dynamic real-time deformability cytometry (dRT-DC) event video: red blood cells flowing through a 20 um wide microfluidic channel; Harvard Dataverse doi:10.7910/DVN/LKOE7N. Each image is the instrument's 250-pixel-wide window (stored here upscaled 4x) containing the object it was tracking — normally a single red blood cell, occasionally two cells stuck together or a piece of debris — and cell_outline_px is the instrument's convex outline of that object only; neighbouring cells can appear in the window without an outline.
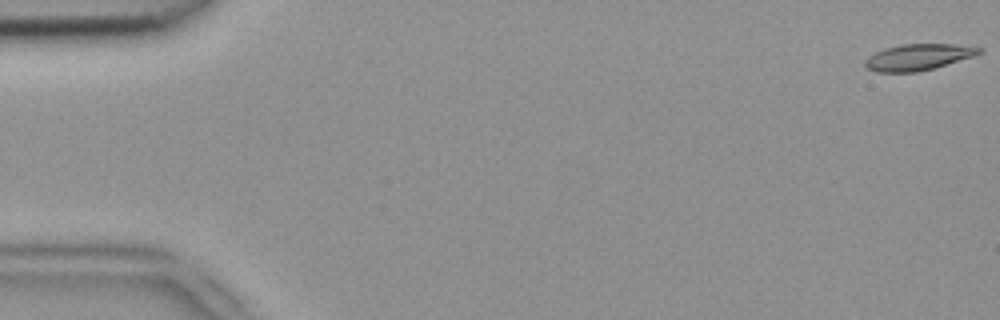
{"species": "common noctule bat (a hibernating species)", "species_latin": "Nyctalus noctula", "temperature_condition": "room temperature", "stored_images_in_passage": 52, "camera_frame_rate_fps": 3000, "um_per_image_px": 0.085, "animal": {"sex": "female", "body_mass_g": 18.4}, "frame": {"image": 1, "passage_image": 1, "time_ms": 0.0, "image_size_px": [1000, 320], "cell_outline_px": [[984, 48], [980, 52], [972, 56], [932, 68], [916, 72], [876, 72], [868, 68], [864, 64], [864, 60], [868, 56], [884, 48], [900, 44], [956, 44]], "centroid_in_image_um": [77.99, 4.84], "position_along_channel_um": 7.0, "area_um2": 17.22}}
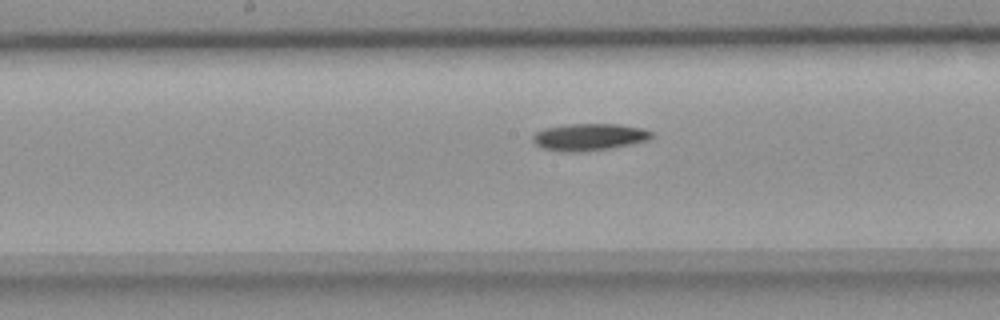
{"frame": {"image": 2, "passage_image": 27, "time_ms": 8.667, "image_size_px": [1000, 320], "cell_outline_px": [[656, 136], [648, 140], [612, 148], [584, 152], [560, 152], [544, 148], [536, 144], [532, 140], [532, 136], [536, 132], [544, 128], [568, 124], [616, 124], [644, 128], [656, 132]], "centroid_in_image_um": [50.13, 11.65], "position_along_channel_um": 198.1, "area_um2": 19.02}}
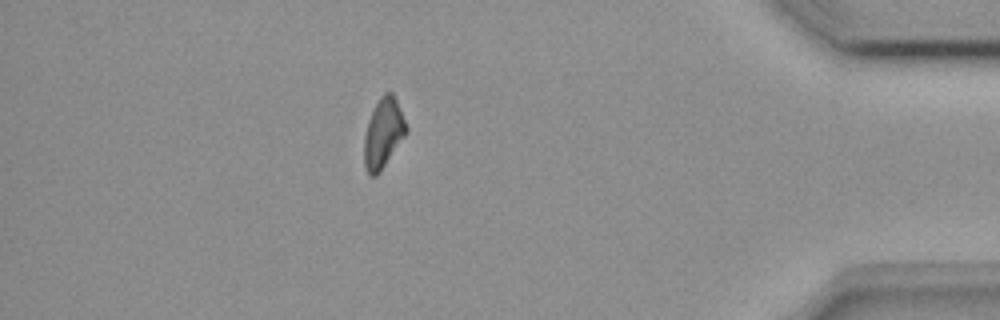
{"frame": {"image": 3, "passage_image": 46, "time_ms": 15.0, "image_size_px": [1000, 320], "cell_outline_px": [[408, 132], [380, 172], [376, 176], [368, 176], [364, 164], [364, 136], [368, 120], [380, 96], [384, 92], [392, 92], [396, 100], [408, 128]], "centroid_in_image_um": [32.57, 11.35], "position_along_channel_um": 402.6, "area_um2": 17.11}, "authors_computed_cell_mechanics": {"area_um2": 17.6579, "velocity_mm_per_s": 3.9017, "shape_relaxation_time_tau1_ms": 10.1069, "shape_relaxation_time_tau2_ms": null, "deformation_change_tau1": 0.2036, "deformation_change_tau2": null}}